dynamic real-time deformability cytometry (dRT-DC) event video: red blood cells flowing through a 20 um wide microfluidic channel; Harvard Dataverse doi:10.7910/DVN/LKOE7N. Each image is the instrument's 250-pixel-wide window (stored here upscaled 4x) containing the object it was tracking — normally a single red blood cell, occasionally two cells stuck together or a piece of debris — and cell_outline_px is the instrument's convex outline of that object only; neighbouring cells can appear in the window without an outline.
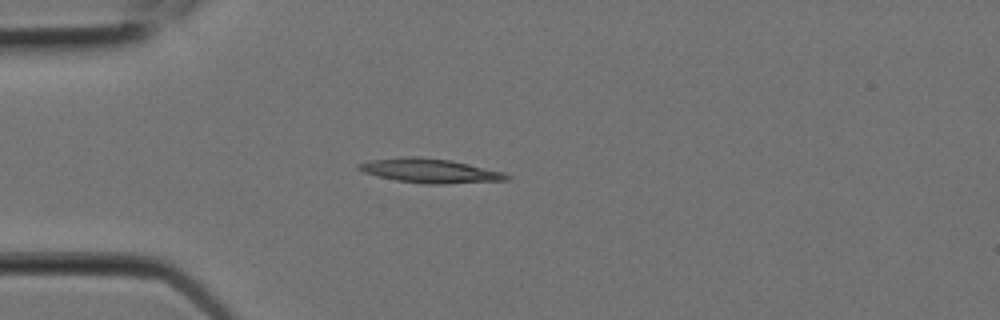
{"species": "Egyptian fruit bat (a non-hibernating species)", "species_latin": "Rousettus aegyptiacus", "temperature_condition": "room temperature", "stored_images_in_passage": 9, "camera_frame_rate_fps": 3000, "um_per_image_px": 0.085, "animal": {"sex": "female"}, "frame": {"image": 1, "passage_image": 3, "time_ms": 0.667, "image_size_px": [1000, 320], "cell_outline_px": [[512, 180], [444, 184], [424, 184], [396, 180], [364, 172], [356, 168], [356, 164], [372, 160], [408, 156], [416, 156], [452, 160], [504, 172], [512, 176]], "centroid_in_image_um": [36.62, 14.52], "position_along_channel_um": 48.4, "area_um2": 20.98}}
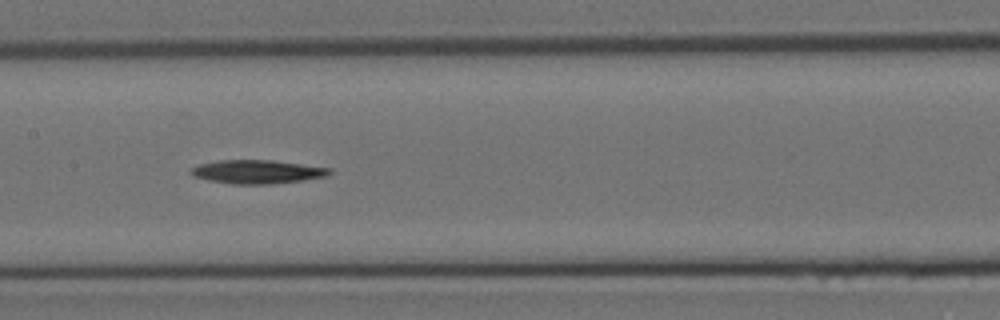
{"frame": {"image": 2, "passage_image": 7, "time_ms": 2.0, "image_size_px": [1000, 320], "cell_outline_px": [[332, 172], [328, 176], [304, 180], [272, 184], [232, 184], [208, 180], [192, 176], [188, 172], [192, 168], [200, 164], [216, 160], [272, 160], [332, 168]], "centroid_in_image_um": [21.87, 14.6], "position_along_channel_um": 185.5, "area_um2": 19.25}}
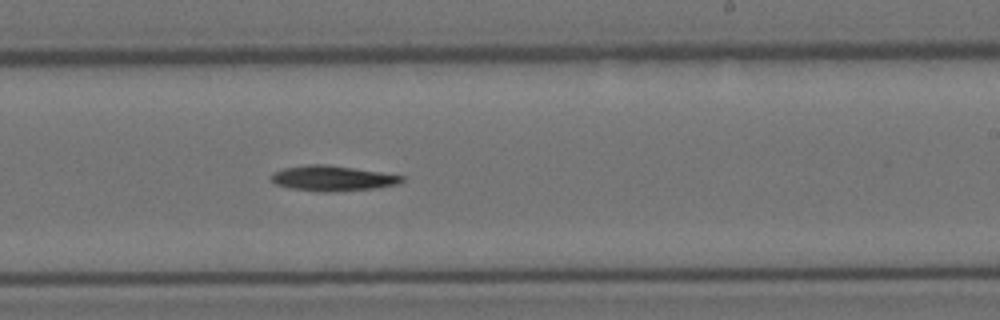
{"frame": {"image": 3, "passage_image": 9, "time_ms": 2.667, "image_size_px": [1000, 320], "cell_outline_px": [[404, 180], [396, 184], [376, 188], [292, 188], [276, 184], [272, 180], [272, 172], [284, 168], [308, 164], [324, 164], [380, 172], [404, 176]], "centroid_in_image_um": [28.26, 15.08], "position_along_channel_um": 260.7, "area_um2": 17.63}}